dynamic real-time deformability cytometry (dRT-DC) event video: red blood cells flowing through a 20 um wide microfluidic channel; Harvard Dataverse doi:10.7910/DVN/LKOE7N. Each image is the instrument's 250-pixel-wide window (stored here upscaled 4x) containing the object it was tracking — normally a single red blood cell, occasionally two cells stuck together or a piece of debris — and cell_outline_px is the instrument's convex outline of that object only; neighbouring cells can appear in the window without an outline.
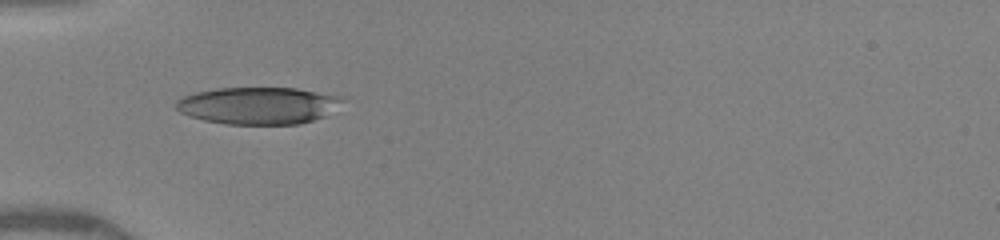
{"species": "human", "species_latin": "Homo sapiens", "temperature_condition": "warm", "stored_images_in_passage": 34, "camera_frame_rate_fps": 3000, "um_per_image_px": 0.085, "donor": {"sex": "female"}, "frame": {"image": 1, "passage_image": 1, "time_ms": 0.0, "image_size_px": [1000, 240], "cell_outline_px": [[348, 100], [324, 116], [300, 124], [224, 124], [204, 120], [188, 116], [180, 112], [176, 108], [176, 100], [184, 96], [196, 92], [216, 88], [296, 88], [344, 96]], "centroid_in_image_um": [21.99, 8.97], "position_along_channel_um": 63.0, "area_um2": 36.24}}
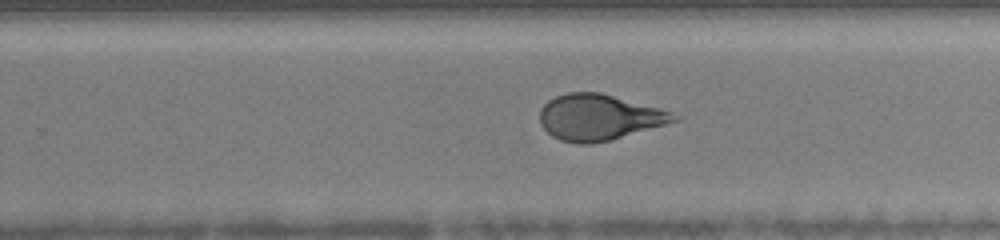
{"frame": {"image": 2, "passage_image": 17, "time_ms": 5.333, "image_size_px": [1000, 240], "cell_outline_px": [[680, 120], [608, 140], [588, 144], [580, 144], [560, 140], [552, 136], [540, 124], [540, 108], [548, 100], [556, 96], [568, 92], [600, 92], [660, 108], [672, 112], [680, 116]], "centroid_in_image_um": [50.9, 9.96], "position_along_channel_um": 278.9, "area_um2": 35.66}}
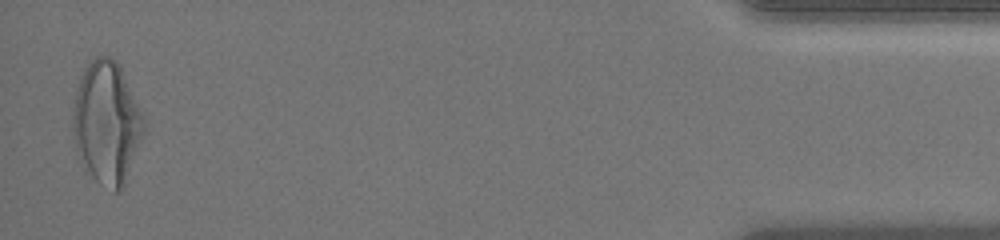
{"frame": {"image": 3, "passage_image": 33, "time_ms": 10.667, "image_size_px": [1000, 240], "cell_outline_px": [[144, 132], [124, 184], [116, 192], [112, 192], [100, 184], [92, 176], [84, 160], [76, 140], [72, 128], [72, 120], [76, 92], [80, 80], [88, 64], [96, 56], [108, 56], [116, 60], [144, 116]], "centroid_in_image_um": [9.1, 10.41], "position_along_channel_um": 426.1, "area_um2": 49.01}, "authors_computed_cell_mechanics": {"area_um2": 36.3562, "velocity_mm_per_s": 4.1196, "shape_relaxation_time_tau1_ms": 4.411, "shape_relaxation_time_tau2_ms": 0.9771, "deformation_change_tau1": 0.1862, "deformation_change_tau2": 0.0802}}